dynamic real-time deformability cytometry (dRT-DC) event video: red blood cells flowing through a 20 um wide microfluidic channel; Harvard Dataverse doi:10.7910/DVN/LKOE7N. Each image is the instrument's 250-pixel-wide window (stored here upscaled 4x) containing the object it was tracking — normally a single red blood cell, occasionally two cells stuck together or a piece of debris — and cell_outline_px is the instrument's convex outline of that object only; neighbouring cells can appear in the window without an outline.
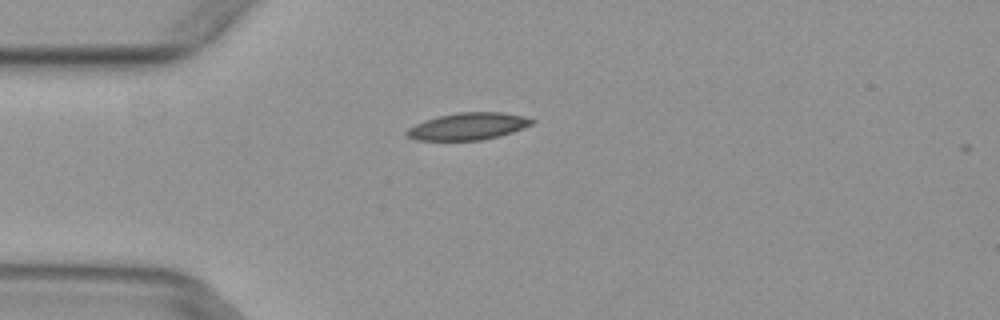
{"species": "common noctule bat (a hibernating species)", "species_latin": "Nyctalus noctula", "temperature_condition": "warm", "stored_images_in_passage": 2, "camera_frame_rate_fps": 3000, "um_per_image_px": 0.085, "animal": {"sex": "female", "body_mass_g": 29.2, "forearm_length_mm": 56.3}, "frame": {"image": 1, "passage_image": 1, "time_ms": 0.0, "image_size_px": [1000, 320], "cell_outline_px": [[536, 120], [532, 124], [524, 128], [500, 136], [480, 140], [416, 140], [408, 136], [404, 132], [408, 128], [424, 120], [440, 116], [460, 112], [500, 112], [524, 116]], "centroid_in_image_um": [39.8, 10.74], "position_along_channel_um": 45.2, "area_um2": 19.65}}